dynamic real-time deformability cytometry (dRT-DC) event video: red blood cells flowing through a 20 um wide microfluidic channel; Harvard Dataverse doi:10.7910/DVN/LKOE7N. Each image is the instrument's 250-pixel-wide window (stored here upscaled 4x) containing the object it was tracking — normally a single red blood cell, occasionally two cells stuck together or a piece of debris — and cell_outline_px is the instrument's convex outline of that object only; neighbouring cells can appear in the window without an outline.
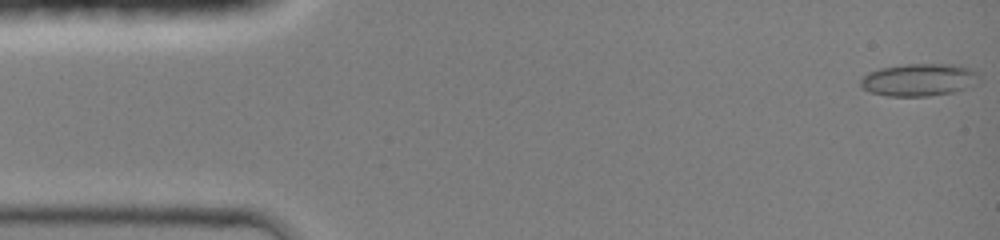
{"species": "common noctule bat (a hibernating species)", "species_latin": "Nyctalus noctula", "temperature_condition": "room temperature", "stored_images_in_passage": 68, "camera_frame_rate_fps": 3000, "um_per_image_px": 0.085, "animal": {"sex": "female", "body_mass_g": 19.0, "forearm_length_mm": 51.5}, "frame": {"image": 1, "passage_image": 1, "time_ms": 0.0, "image_size_px": [1000, 240], "cell_outline_px": [[980, 80], [964, 88], [952, 92], [928, 96], [888, 96], [872, 92], [864, 88], [860, 84], [860, 76], [868, 72], [880, 68], [904, 64], [952, 64], [968, 68], [976, 72], [980, 76]], "centroid_in_image_um": [78.07, 6.77], "position_along_channel_um": 6.9, "area_um2": 22.31}}
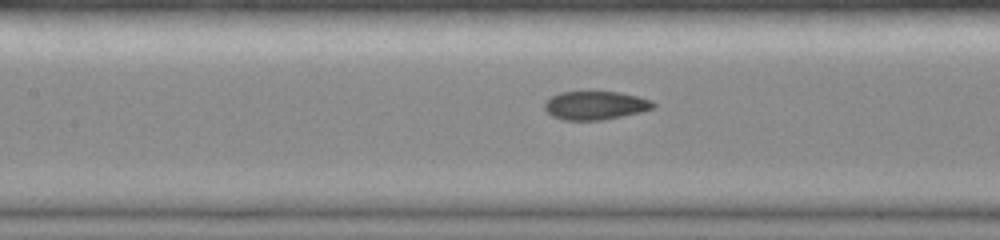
{"frame": {"image": 2, "passage_image": 30, "time_ms": 6.333, "image_size_px": [1000, 240], "cell_outline_px": [[656, 108], [640, 112], [600, 120], [564, 120], [552, 116], [544, 108], [544, 100], [560, 92], [620, 92], [652, 100], [656, 104]], "centroid_in_image_um": [50.6, 8.95], "position_along_channel_um": 156.8, "area_um2": 18.03}}
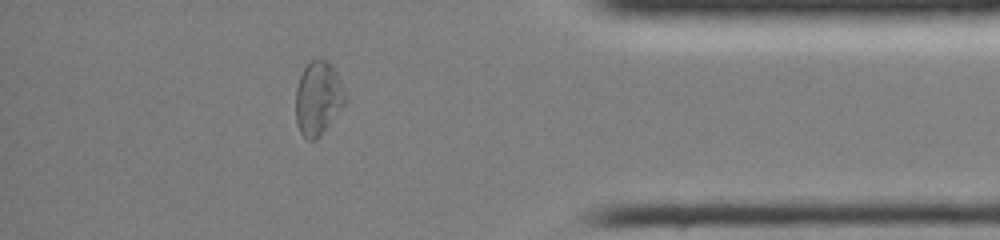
{"frame": {"image": 3, "passage_image": 58, "time_ms": 12.667, "image_size_px": [1000, 240], "cell_outline_px": [[348, 104], [320, 136], [316, 140], [308, 140], [300, 132], [296, 124], [296, 88], [300, 76], [304, 68], [312, 60], [320, 56], [324, 56], [332, 64], [344, 88], [348, 100]], "centroid_in_image_um": [27.09, 8.34], "position_along_channel_um": 408.1, "area_um2": 22.02}, "authors_computed_cell_mechanics": {"area_um2": 19.2474, "velocity_mm_per_s": 4.2533, "shape_relaxation_time_tau1_ms": null, "shape_relaxation_time_tau2_ms": 1.7625, "deformation_change_tau1": null, "deformation_change_tau2": 0.0505}}